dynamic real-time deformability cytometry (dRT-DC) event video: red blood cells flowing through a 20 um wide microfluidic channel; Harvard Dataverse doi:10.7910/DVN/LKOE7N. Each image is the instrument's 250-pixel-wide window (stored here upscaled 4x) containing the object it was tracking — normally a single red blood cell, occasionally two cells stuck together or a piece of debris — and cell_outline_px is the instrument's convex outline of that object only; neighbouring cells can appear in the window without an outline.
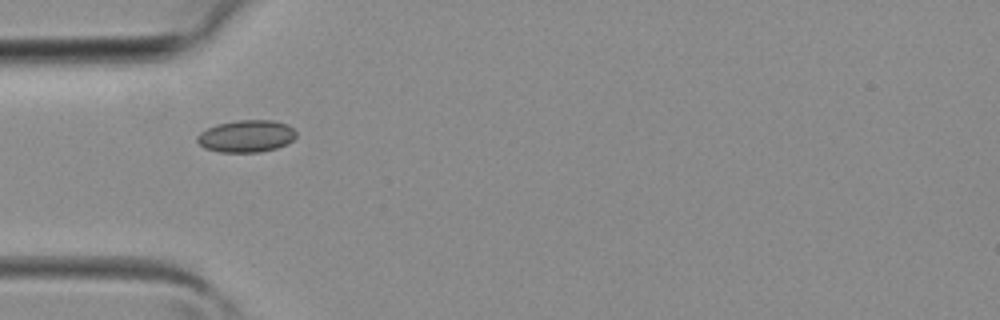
{"species": "common noctule bat (a hibernating species)", "species_latin": "Nyctalus noctula", "temperature_condition": "room temperature", "stored_images_in_passage": 1, "camera_frame_rate_fps": 3000, "um_per_image_px": 0.085, "animal": {"sex": "female", "body_mass_g": 19.3, "forearm_length_mm": 54.1}, "frame": {"image": 1, "passage_image": 1, "time_ms": 0.0, "image_size_px": [1000, 320], "cell_outline_px": [[296, 136], [288, 144], [276, 148], [260, 152], [220, 152], [204, 148], [196, 140], [196, 136], [200, 132], [216, 124], [236, 120], [272, 120], [288, 124], [296, 132]], "centroid_in_image_um": [20.94, 11.57], "position_along_channel_um": 64.1, "area_um2": 18.67}}